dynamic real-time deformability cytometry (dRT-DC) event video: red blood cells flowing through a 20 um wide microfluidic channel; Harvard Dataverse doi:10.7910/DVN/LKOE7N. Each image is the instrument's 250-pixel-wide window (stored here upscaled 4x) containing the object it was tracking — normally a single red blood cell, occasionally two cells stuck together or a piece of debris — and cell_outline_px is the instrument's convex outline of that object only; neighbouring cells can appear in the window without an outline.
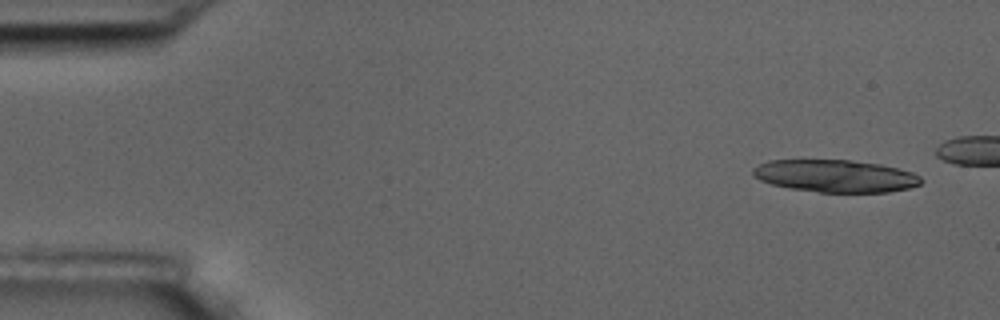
{"species": "common noctule bat (a hibernating species)", "species_latin": "Nyctalus noctula", "temperature_condition": "room temperature", "stored_images_in_passage": 16, "camera_frame_rate_fps": 3000, "um_per_image_px": 0.085, "animal": {"sex": "male", "body_mass_g": 17.5, "forearm_length_mm": 52.3}, "frame": {"image": 1, "passage_image": 1, "time_ms": 0.0, "image_size_px": [1000, 320], "cell_outline_px": [[924, 180], [920, 184], [908, 188], [888, 192], [820, 192], [792, 188], [772, 184], [760, 180], [752, 176], [752, 168], [768, 160], [848, 160], [880, 164], [912, 172], [920, 176]], "centroid_in_image_um": [71.0, 14.95], "position_along_channel_um": 14.0, "area_um2": 31.62}}
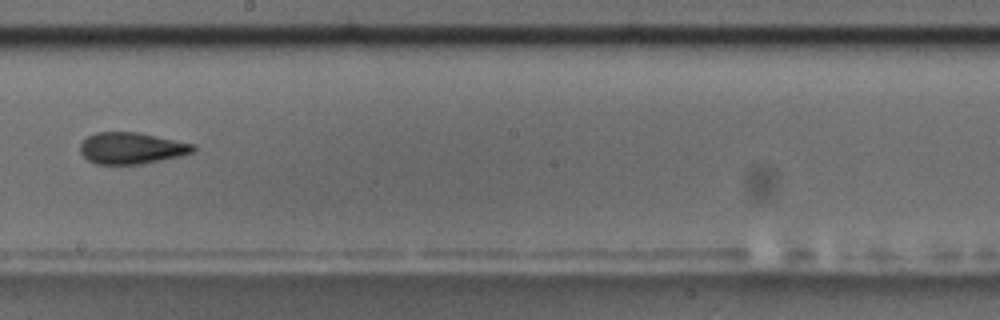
{"frame": {"image": 2, "passage_image": 10, "time_ms": 11.667, "image_size_px": [1000, 320], "cell_outline_px": [[196, 148], [192, 152], [180, 156], [140, 164], [96, 164], [88, 160], [80, 152], [80, 144], [88, 136], [96, 132], [140, 132], [196, 144]], "centroid_in_image_um": [11.19, 12.58], "position_along_channel_um": 237.0, "area_um2": 20.81}, "authors_computed_cell_mechanics": {"area_um2": 20.9525, "velocity_mm_per_s": 3.5687, "shape_relaxation_time_tau1_ms": null, "shape_relaxation_time_tau2_ms": 3.736, "deformation_change_tau1": null, "deformation_change_tau2": 0.0676}}